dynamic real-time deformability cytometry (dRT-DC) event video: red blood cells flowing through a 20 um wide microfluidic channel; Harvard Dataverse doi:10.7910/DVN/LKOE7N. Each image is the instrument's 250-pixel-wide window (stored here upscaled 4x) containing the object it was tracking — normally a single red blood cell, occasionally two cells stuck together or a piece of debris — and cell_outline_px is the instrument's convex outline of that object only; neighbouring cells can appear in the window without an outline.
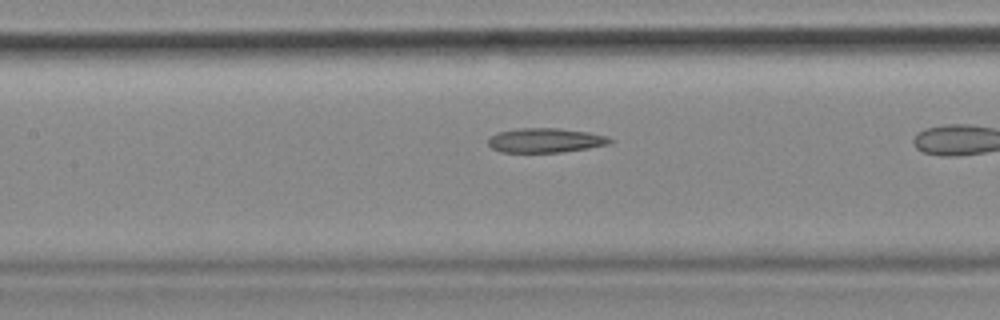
{"species": "common noctule bat (a hibernating species)", "species_latin": "Nyctalus noctula", "temperature_condition": "cold", "stored_images_in_passage": 30, "camera_frame_rate_fps": 3000, "um_per_image_px": 0.085, "animal": {"sex": "female", "body_mass_g": 18.4}, "frame": {"image": 1, "passage_image": 18, "time_ms": 5.667, "image_size_px": [1000, 320], "cell_outline_px": [[612, 144], [588, 148], [560, 152], [500, 152], [492, 148], [488, 144], [488, 136], [500, 132], [520, 128], [556, 128], [588, 132], [608, 136], [612, 140]], "centroid_in_image_um": [46.36, 11.93], "position_along_channel_um": 161.0, "area_um2": 17.34}}